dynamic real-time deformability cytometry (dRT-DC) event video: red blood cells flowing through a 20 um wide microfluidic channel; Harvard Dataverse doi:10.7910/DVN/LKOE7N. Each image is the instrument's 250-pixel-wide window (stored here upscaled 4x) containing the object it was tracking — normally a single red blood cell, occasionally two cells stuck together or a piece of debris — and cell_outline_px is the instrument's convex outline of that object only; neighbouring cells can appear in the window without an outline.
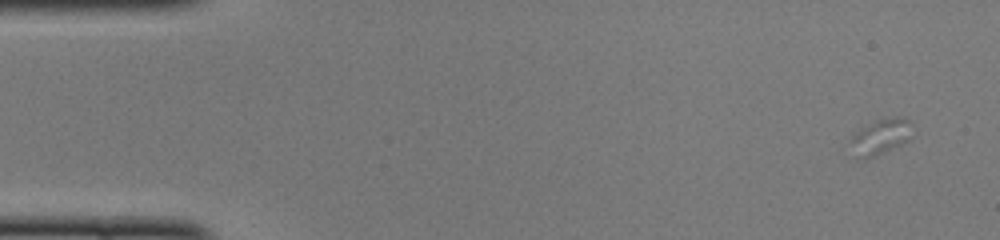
{"species": "common noctule bat (a hibernating species)", "species_latin": "Nyctalus noctula", "temperature_condition": "cold", "stored_images_in_passage": 15, "camera_frame_rate_fps": 3000, "um_per_image_px": 0.085, "animal": {"sex": "female", "body_mass_g": 22.0, "forearm_length_mm": 56.7}, "frame": {"image": 1, "passage_image": 1, "time_ms": 0.0, "image_size_px": [1000, 240], "cell_outline_px": [[908, 140], [876, 156], [864, 160], [856, 160], [852, 140], [852, 136], [860, 128], [880, 120], [908, 120]], "centroid_in_image_um": [74.73, 11.73], "position_along_channel_um": 10.3, "area_um2": 11.68}}